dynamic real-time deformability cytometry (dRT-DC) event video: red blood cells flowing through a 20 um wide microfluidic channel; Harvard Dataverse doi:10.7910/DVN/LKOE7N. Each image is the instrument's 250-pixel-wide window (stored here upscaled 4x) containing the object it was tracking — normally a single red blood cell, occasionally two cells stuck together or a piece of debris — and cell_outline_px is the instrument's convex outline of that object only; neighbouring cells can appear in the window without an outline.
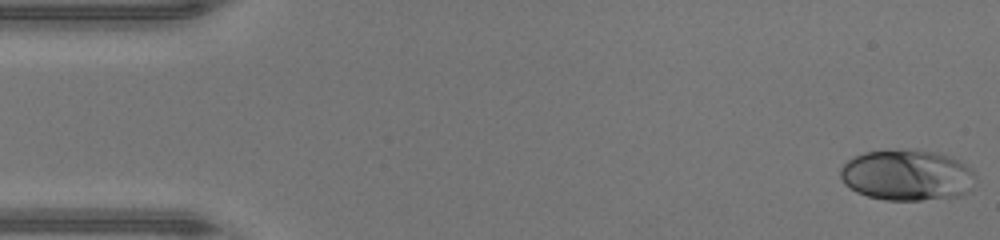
{"species": "human", "species_latin": "Homo sapiens", "temperature_condition": "warm", "stored_images_in_passage": 46, "camera_frame_rate_fps": 3000, "um_per_image_px": 0.085, "donor": {"sex": "male"}, "frame": {"image": 1, "passage_image": 1, "time_ms": 0.0, "image_size_px": [1000, 240], "cell_outline_px": [[976, 176], [972, 188], [968, 192], [960, 196], [920, 200], [884, 200], [868, 196], [856, 192], [844, 184], [840, 176], [840, 168], [848, 160], [864, 152], [904, 148], [912, 148], [936, 152], [948, 156], [972, 168]], "centroid_in_image_um": [77.1, 14.88], "position_along_channel_um": 7.9, "area_um2": 40.58}}
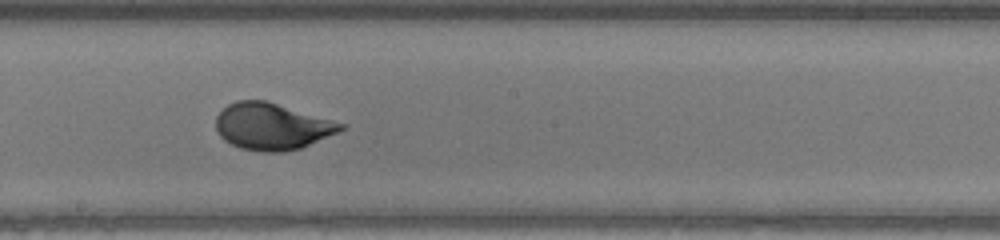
{"frame": {"image": 2, "passage_image": 25, "time_ms": 8.0, "image_size_px": [1000, 240], "cell_outline_px": [[348, 128], [300, 148], [284, 152], [264, 152], [240, 148], [224, 140], [220, 136], [216, 128], [216, 116], [228, 104], [236, 100], [264, 100], [348, 124]], "centroid_in_image_um": [23.14, 10.75], "position_along_channel_um": 225.1, "area_um2": 33.99}}
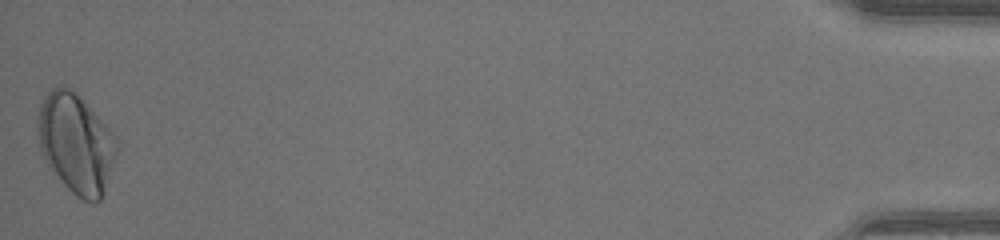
{"frame": {"image": 3, "passage_image": 46, "time_ms": 15.0, "image_size_px": [1000, 240], "cell_outline_px": [[120, 144], [104, 192], [100, 200], [96, 204], [92, 204], [76, 196], [64, 184], [48, 164], [40, 152], [36, 128], [36, 124], [40, 104], [44, 96], [56, 84], [64, 84], [72, 88], [80, 96], [116, 136]], "centroid_in_image_um": [6.45, 12.15], "position_along_channel_um": 428.7, "area_um2": 46.36}, "authors_computed_cell_mechanics": {"area_um2": 34.7089, "velocity_mm_per_s": 4.4282, "shape_relaxation_time_tau1_ms": 3.655, "shape_relaxation_time_tau2_ms": null, "deformation_change_tau1": 0.1827, "deformation_change_tau2": null}}